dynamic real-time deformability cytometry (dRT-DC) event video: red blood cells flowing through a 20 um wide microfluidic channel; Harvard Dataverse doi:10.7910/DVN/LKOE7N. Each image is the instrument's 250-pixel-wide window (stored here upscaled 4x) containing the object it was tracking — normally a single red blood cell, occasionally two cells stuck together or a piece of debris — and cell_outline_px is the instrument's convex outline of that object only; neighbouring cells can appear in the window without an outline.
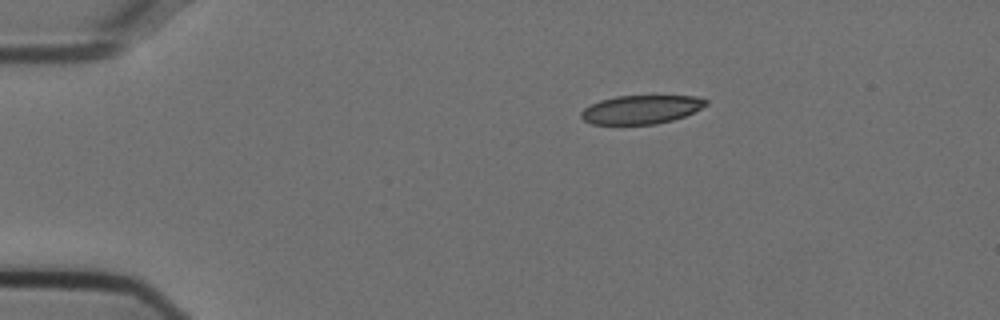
{"species": "Egyptian fruit bat (a non-hibernating species)", "species_latin": "Rousettus aegyptiacus", "temperature_condition": "cold", "stored_images_in_passage": 45, "camera_frame_rate_fps": 3000, "um_per_image_px": 0.085, "animal": {"sex": "female"}, "frame": {"image": 1, "passage_image": 1, "time_ms": 0.0, "image_size_px": [1000, 320], "cell_outline_px": [[708, 104], [684, 116], [672, 120], [656, 124], [592, 124], [584, 120], [580, 116], [580, 112], [584, 108], [600, 100], [616, 96], [696, 96], [708, 100]], "centroid_in_image_um": [54.48, 9.3], "position_along_channel_um": 30.5, "area_um2": 20.69}}
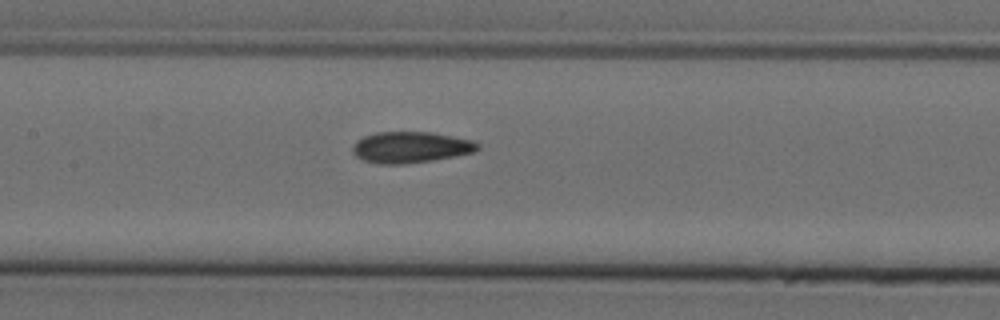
{"frame": {"image": 2, "passage_image": 17, "time_ms": 5.333, "image_size_px": [1000, 320], "cell_outline_px": [[480, 148], [476, 152], [432, 160], [404, 164], [380, 164], [364, 160], [356, 156], [352, 152], [352, 144], [356, 140], [364, 136], [376, 132], [432, 132], [476, 140], [480, 144]], "centroid_in_image_um": [34.93, 12.51], "position_along_channel_um": 172.5, "area_um2": 23.0}}
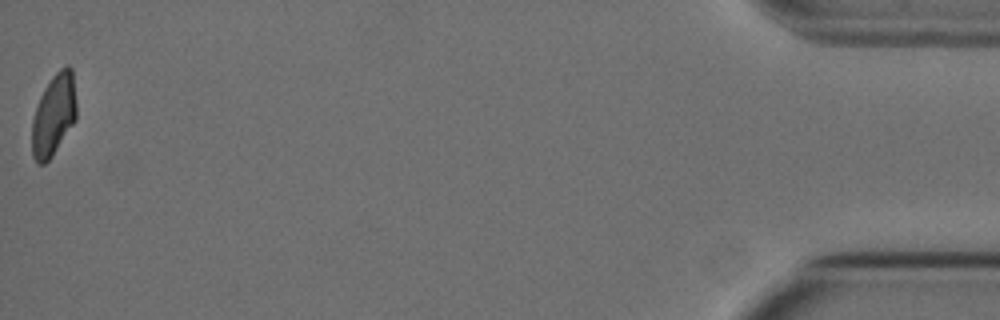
{"frame": {"image": 3, "passage_image": 45, "time_ms": 14.667, "image_size_px": [1000, 320], "cell_outline_px": [[76, 120], [52, 156], [44, 164], [36, 164], [32, 156], [32, 120], [40, 96], [44, 88], [52, 76], [60, 68], [68, 64], [72, 68], [76, 104]], "centroid_in_image_um": [4.56, 9.77], "position_along_channel_um": 430.6, "area_um2": 21.27}, "authors_computed_cell_mechanics": {"area_um2": 22.4264, "velocity_mm_per_s": 3.7516, "shape_relaxation_time_tau1_ms": null, "shape_relaxation_time_tau2_ms": 2.2267, "deformation_change_tau1": null, "deformation_change_tau2": 0.0659}}